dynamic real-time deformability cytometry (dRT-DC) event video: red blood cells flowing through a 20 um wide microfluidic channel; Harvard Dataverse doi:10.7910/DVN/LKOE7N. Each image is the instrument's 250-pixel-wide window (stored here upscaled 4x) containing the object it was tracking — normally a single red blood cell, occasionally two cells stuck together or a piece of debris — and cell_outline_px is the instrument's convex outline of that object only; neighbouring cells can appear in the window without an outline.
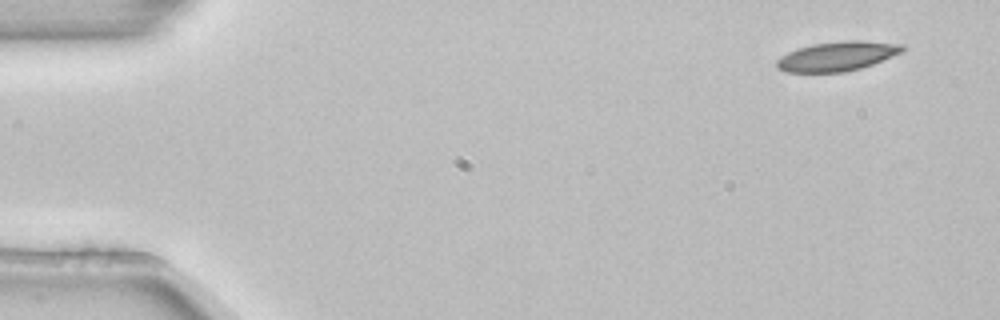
{"species": "common noctule bat (a hibernating species)", "species_latin": "Nyctalus noctula", "temperature_condition": "room temperature", "stored_images_in_passage": 3, "camera_frame_rate_fps": 3000, "um_per_image_px": 0.085, "animal": {"sex": "female", "body_mass_g": 22.7, "forearm_length_mm": 54.2}, "frame": {"image": 1, "passage_image": 1, "time_ms": 0.0, "image_size_px": [1000, 320], "cell_outline_px": [[904, 48], [900, 52], [872, 64], [860, 68], [844, 72], [784, 72], [776, 68], [776, 60], [788, 52], [796, 48], [812, 44], [844, 40], [856, 40], [904, 44]], "centroid_in_image_um": [71.1, 4.78], "position_along_channel_um": 13.9, "area_um2": 21.44}}